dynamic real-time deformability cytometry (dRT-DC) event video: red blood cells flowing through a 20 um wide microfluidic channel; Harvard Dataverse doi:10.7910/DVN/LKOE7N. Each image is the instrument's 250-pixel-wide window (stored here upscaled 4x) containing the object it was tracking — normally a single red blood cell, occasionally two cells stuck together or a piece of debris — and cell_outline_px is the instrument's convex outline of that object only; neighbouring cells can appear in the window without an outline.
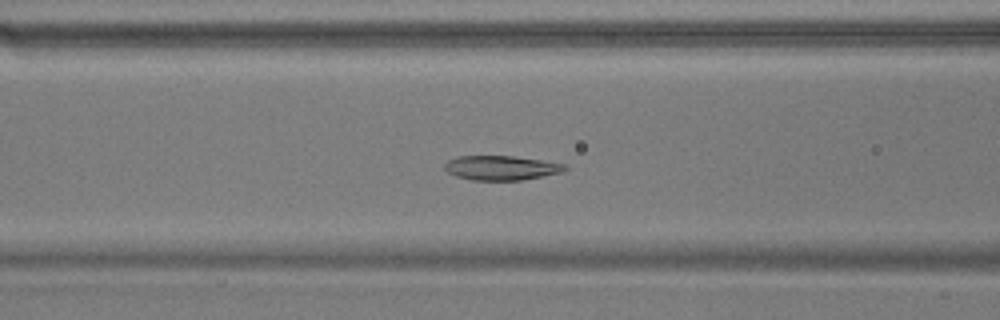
{"species": "common noctule bat (a hibernating species)", "species_latin": "Nyctalus noctula", "temperature_condition": "warm", "stored_images_in_passage": 53, "camera_frame_rate_fps": 3000, "um_per_image_px": 0.085, "animal": {"sex": "male", "body_mass_g": 17.9}, "frame": {"image": 1, "passage_image": 19, "time_ms": 6.0, "image_size_px": [1000, 320], "cell_outline_px": [[568, 168], [564, 172], [520, 180], [472, 180], [456, 176], [448, 172], [444, 168], [444, 164], [448, 160], [456, 156], [512, 156], [540, 160], [564, 164]], "centroid_in_image_um": [42.58, 14.26], "position_along_channel_um": 124.0, "area_um2": 17.05}}
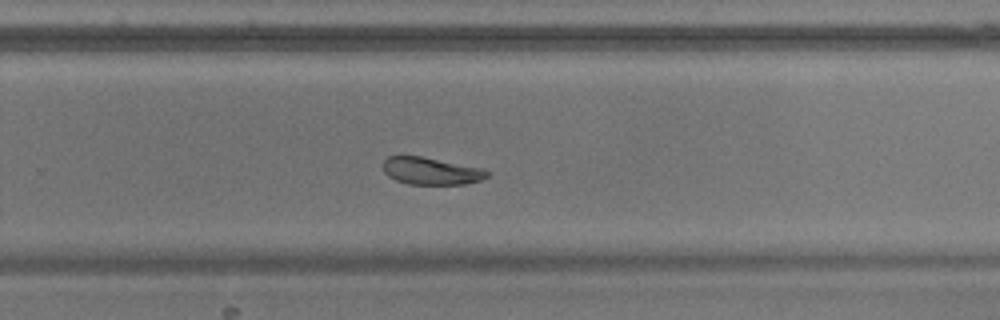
{"frame": {"image": 2, "passage_image": 33, "time_ms": 10.667, "image_size_px": [1000, 320], "cell_outline_px": [[488, 176], [480, 180], [464, 184], [408, 184], [396, 180], [388, 176], [384, 172], [384, 160], [388, 156], [420, 156], [480, 168], [488, 172]], "centroid_in_image_um": [36.6, 14.54], "position_along_channel_um": 293.2, "area_um2": 16.18}}
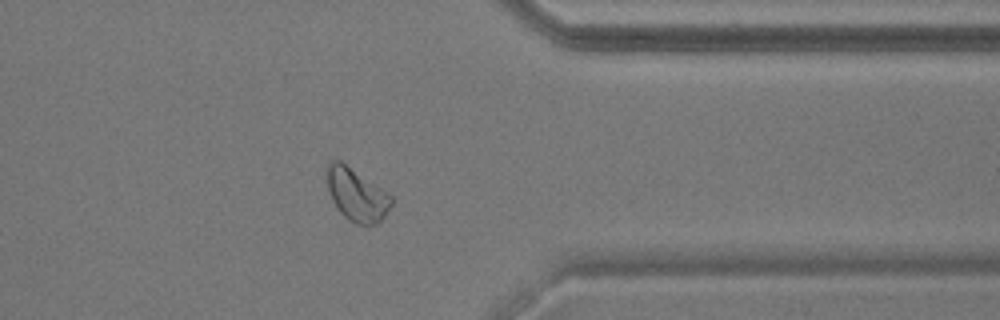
{"frame": {"image": 3, "passage_image": 41, "time_ms": 13.333, "image_size_px": [1000, 320], "cell_outline_px": [[392, 204], [388, 212], [376, 224], [368, 228], [356, 224], [348, 220], [336, 208], [332, 200], [328, 188], [328, 164], [332, 160], [340, 160], [388, 192], [392, 196]], "centroid_in_image_um": [30.34, 16.6], "position_along_channel_um": 381.1, "area_um2": 19.88}, "authors_computed_cell_mechanics": {"area_um2": 18.8428, "velocity_mm_per_s": 3.6351, "shape_relaxation_time_tau1_ms": 4.8176, "shape_relaxation_time_tau2_ms": null, "deformation_change_tau1": 0.1199, "deformation_change_tau2": null}}